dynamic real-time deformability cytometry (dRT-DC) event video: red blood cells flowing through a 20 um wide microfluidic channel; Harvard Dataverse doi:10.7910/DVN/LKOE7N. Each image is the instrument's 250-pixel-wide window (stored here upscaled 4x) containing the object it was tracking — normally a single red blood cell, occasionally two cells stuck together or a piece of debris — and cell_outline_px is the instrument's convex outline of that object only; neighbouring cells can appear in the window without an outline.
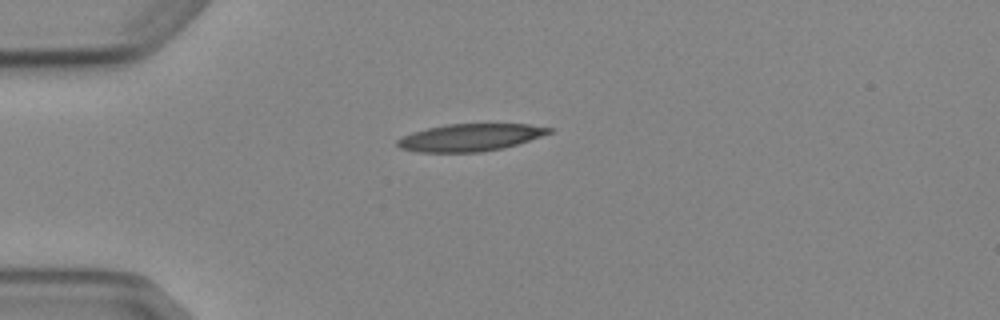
{"species": "Egyptian fruit bat (a non-hibernating species)", "species_latin": "Rousettus aegyptiacus", "temperature_condition": "cold", "stored_images_in_passage": 4, "camera_frame_rate_fps": 3000, "um_per_image_px": 0.085, "animal": {"sex": "female"}, "frame": {"image": 1, "passage_image": 4, "time_ms": 3.333, "image_size_px": [1000, 320], "cell_outline_px": [[556, 128], [552, 132], [504, 148], [480, 152], [416, 152], [400, 148], [396, 144], [396, 140], [412, 132], [428, 128], [448, 124], [528, 124]], "centroid_in_image_um": [39.96, 11.68], "position_along_channel_um": 45.0, "area_um2": 24.04}}